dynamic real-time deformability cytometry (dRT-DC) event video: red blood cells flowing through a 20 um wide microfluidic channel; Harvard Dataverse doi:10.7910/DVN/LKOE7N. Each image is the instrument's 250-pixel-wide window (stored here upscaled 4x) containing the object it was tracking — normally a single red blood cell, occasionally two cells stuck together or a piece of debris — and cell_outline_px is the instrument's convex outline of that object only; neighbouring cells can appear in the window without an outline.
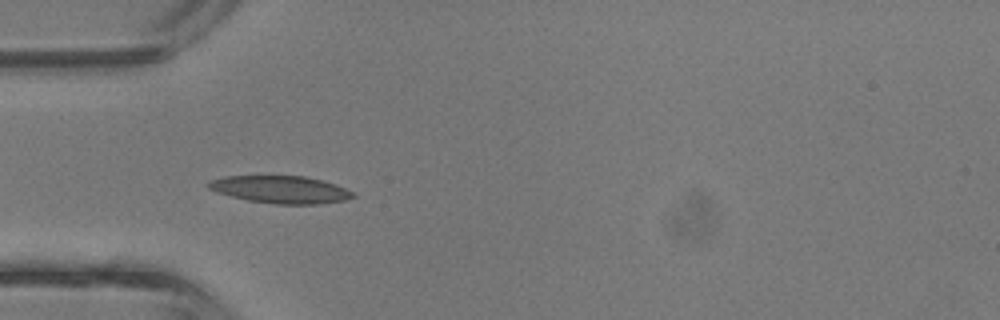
{"species": "common noctule bat (a hibernating species)", "species_latin": "Nyctalus noctula", "temperature_condition": "room temperature", "stored_images_in_passage": 3, "camera_frame_rate_fps": 3000, "um_per_image_px": 0.085, "animal": {"sex": "male", "body_mass_g": 13.3}, "frame": {"image": 1, "passage_image": 3, "time_ms": 0.667, "image_size_px": [1000, 320], "cell_outline_px": [[356, 196], [344, 200], [316, 204], [276, 204], [248, 200], [216, 192], [208, 188], [208, 184], [212, 180], [224, 176], [304, 176], [336, 184], [352, 192]], "centroid_in_image_um": [23.84, 16.11], "position_along_channel_um": 61.2, "area_um2": 22.77}}